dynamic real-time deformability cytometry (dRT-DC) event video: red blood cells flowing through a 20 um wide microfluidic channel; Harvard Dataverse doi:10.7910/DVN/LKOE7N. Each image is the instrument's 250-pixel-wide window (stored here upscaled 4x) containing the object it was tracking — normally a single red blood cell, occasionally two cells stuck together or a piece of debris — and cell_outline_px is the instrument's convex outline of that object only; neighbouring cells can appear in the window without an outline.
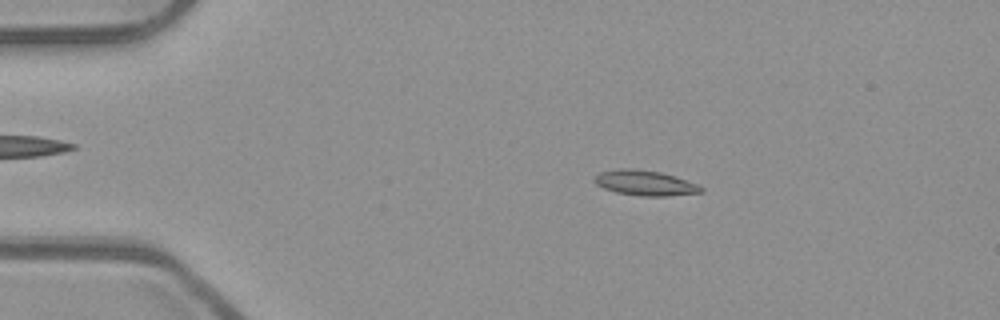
{"species": "common noctule bat (a hibernating species)", "species_latin": "Nyctalus noctula", "temperature_condition": "room temperature", "stored_images_in_passage": 52, "camera_frame_rate_fps": 3000, "um_per_image_px": 0.085, "animal": {"sex": "male", "body_mass_g": 23.1, "forearm_length_mm": 52.7}, "frame": {"image": 1, "passage_image": 10, "time_ms": 3.0, "image_size_px": [1000, 320], "cell_outline_px": [[704, 192], [668, 196], [640, 196], [616, 192], [604, 188], [596, 184], [592, 180], [600, 172], [620, 168], [632, 168], [660, 172], [696, 184], [704, 188]], "centroid_in_image_um": [54.8, 15.56], "position_along_channel_um": 30.2, "area_um2": 15.49}}
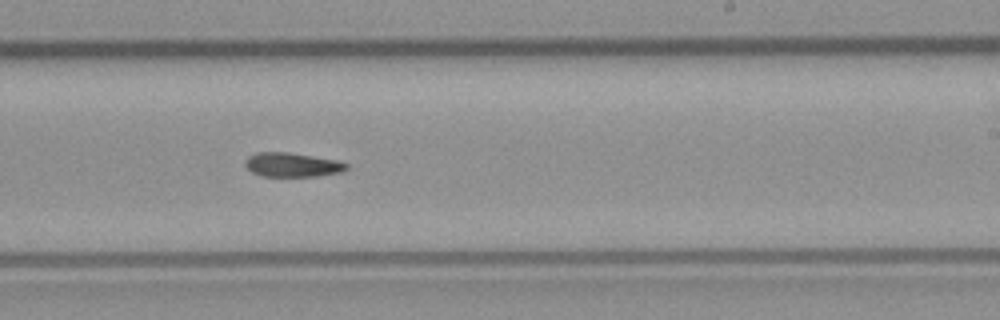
{"frame": {"image": 2, "passage_image": 32, "time_ms": 10.333, "image_size_px": [1000, 320], "cell_outline_px": [[348, 168], [344, 172], [320, 176], [260, 176], [252, 172], [244, 164], [244, 160], [248, 156], [256, 152], [288, 152], [336, 160], [348, 164]], "centroid_in_image_um": [24.84, 14.01], "position_along_channel_um": 264.2, "area_um2": 14.39}}
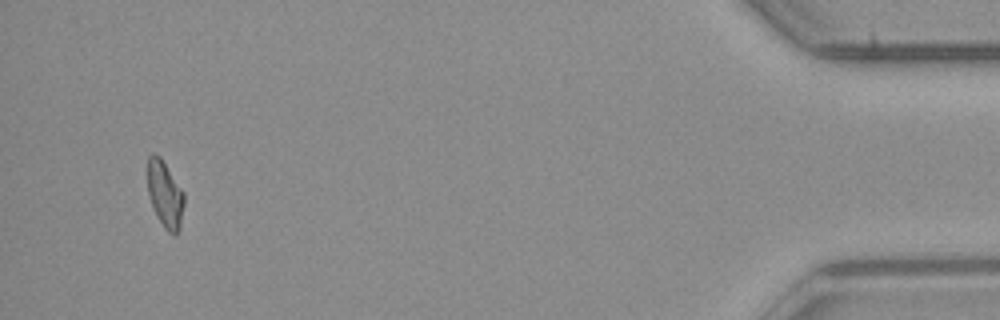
{"frame": {"image": 3, "passage_image": 50, "time_ms": 16.333, "image_size_px": [1000, 320], "cell_outline_px": [[184, 204], [180, 228], [176, 236], [172, 236], [164, 228], [156, 216], [148, 192], [148, 156], [152, 152], [160, 156], [184, 192]], "centroid_in_image_um": [14.04, 16.55], "position_along_channel_um": 421.2, "area_um2": 14.28}, "authors_computed_cell_mechanics": {"area_um2": 14.7679, "velocity_mm_per_s": 3.9828, "shape_relaxation_time_tau1_ms": null, "shape_relaxation_time_tau2_ms": 2.1951, "deformation_change_tau1": null, "deformation_change_tau2": 0.0873}}